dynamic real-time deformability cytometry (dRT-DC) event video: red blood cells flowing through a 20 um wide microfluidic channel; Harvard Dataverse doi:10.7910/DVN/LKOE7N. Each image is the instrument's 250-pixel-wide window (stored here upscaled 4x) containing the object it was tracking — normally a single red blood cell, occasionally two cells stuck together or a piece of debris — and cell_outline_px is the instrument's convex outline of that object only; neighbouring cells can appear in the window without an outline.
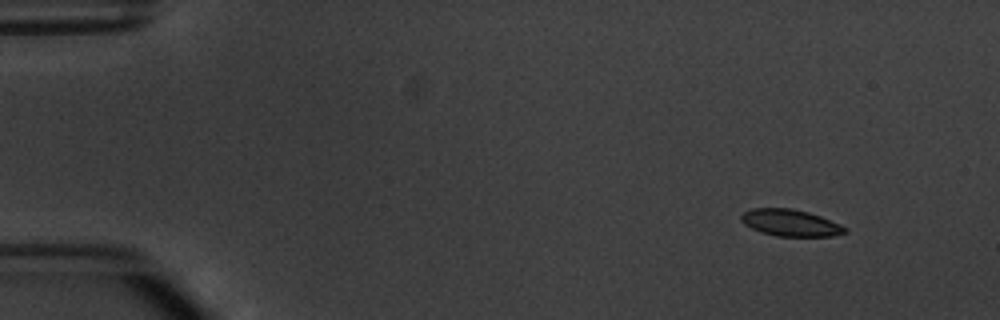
{"species": "common noctule bat (a hibernating species)", "species_latin": "Nyctalus noctula", "temperature_condition": "warm", "stored_images_in_passage": 4, "camera_frame_rate_fps": 3000, "um_per_image_px": 0.085, "animal": {"sex": "male", "body_mass_g": 20.1, "forearm_length_mm": 53.5}, "frame": {"image": 1, "passage_image": 1, "time_ms": 0.0, "image_size_px": [1000, 320], "cell_outline_px": [[848, 232], [832, 236], [776, 236], [760, 232], [744, 224], [740, 220], [740, 216], [744, 212], [752, 208], [792, 208], [808, 212], [820, 216], [840, 224], [848, 228]], "centroid_in_image_um": [67.19, 18.94], "position_along_channel_um": 17.8, "area_um2": 16.24}}
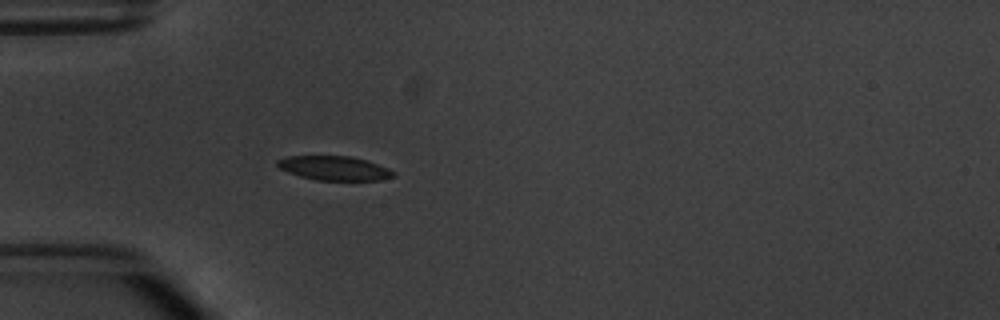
{"frame": {"image": 2, "passage_image": 4, "time_ms": 3.667, "image_size_px": [1000, 320], "cell_outline_px": [[396, 176], [380, 180], [316, 180], [300, 176], [288, 172], [280, 168], [276, 164], [276, 160], [288, 156], [348, 156], [364, 160], [388, 168], [396, 172]], "centroid_in_image_um": [28.41, 14.3], "position_along_channel_um": 56.6, "area_um2": 16.24}}